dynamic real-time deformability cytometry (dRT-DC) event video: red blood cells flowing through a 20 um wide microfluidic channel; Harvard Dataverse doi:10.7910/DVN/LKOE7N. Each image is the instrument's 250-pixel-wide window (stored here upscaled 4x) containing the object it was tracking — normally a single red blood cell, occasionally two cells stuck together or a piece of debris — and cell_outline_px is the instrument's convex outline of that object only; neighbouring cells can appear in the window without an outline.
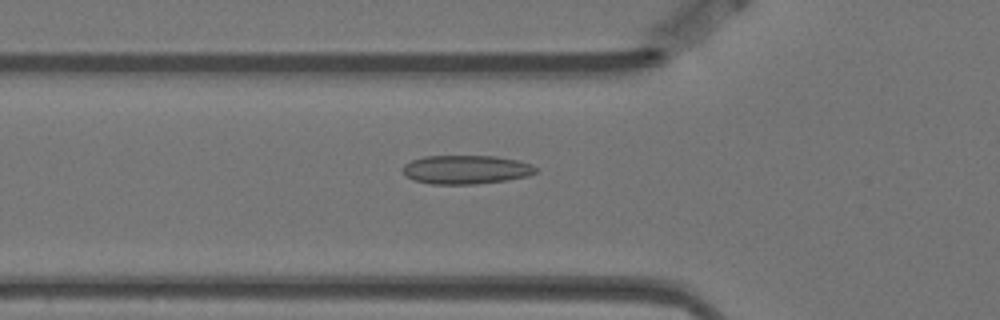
{"species": "Egyptian fruit bat (a non-hibernating species)", "species_latin": "Rousettus aegyptiacus", "temperature_condition": "warm", "stored_images_in_passage": 57, "camera_frame_rate_fps": 3000, "um_per_image_px": 0.085, "animal": {"sex": "female"}, "frame": {"image": 1, "passage_image": 19, "time_ms": 6.0, "image_size_px": [1000, 320], "cell_outline_px": [[536, 172], [528, 176], [508, 180], [476, 184], [432, 184], [416, 180], [408, 176], [400, 168], [404, 164], [412, 160], [424, 156], [496, 156], [516, 160], [532, 164], [536, 168]], "centroid_in_image_um": [39.62, 14.41], "position_along_channel_um": 86.2, "area_um2": 22.25}}
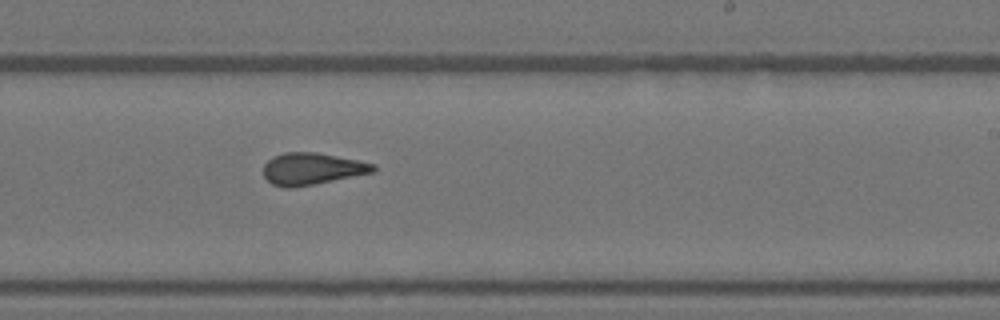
{"frame": {"image": 2, "passage_image": 34, "time_ms": 11.0, "image_size_px": [1000, 320], "cell_outline_px": [[376, 172], [292, 188], [288, 188], [272, 184], [264, 176], [264, 164], [272, 156], [284, 152], [316, 152], [376, 164]], "centroid_in_image_um": [26.52, 14.34], "position_along_channel_um": 262.5, "area_um2": 20.35}}
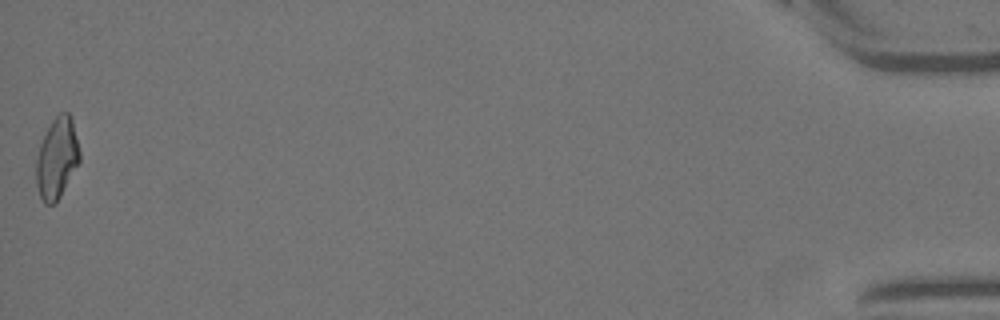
{"frame": {"image": 3, "passage_image": 57, "time_ms": 18.667, "image_size_px": [1000, 320], "cell_outline_px": [[80, 160], [56, 204], [44, 204], [40, 196], [36, 184], [36, 160], [40, 144], [52, 120], [60, 112], [68, 112], [72, 116], [80, 152]], "centroid_in_image_um": [4.84, 13.45], "position_along_channel_um": 430.4, "area_um2": 20.46}, "authors_computed_cell_mechanics": {"area_um2": 20.5768, "velocity_mm_per_s": 3.5139, "shape_relaxation_time_tau1_ms": null, "shape_relaxation_time_tau2_ms": 1.6993, "deformation_change_tau1": null, "deformation_change_tau2": 0.0825}}